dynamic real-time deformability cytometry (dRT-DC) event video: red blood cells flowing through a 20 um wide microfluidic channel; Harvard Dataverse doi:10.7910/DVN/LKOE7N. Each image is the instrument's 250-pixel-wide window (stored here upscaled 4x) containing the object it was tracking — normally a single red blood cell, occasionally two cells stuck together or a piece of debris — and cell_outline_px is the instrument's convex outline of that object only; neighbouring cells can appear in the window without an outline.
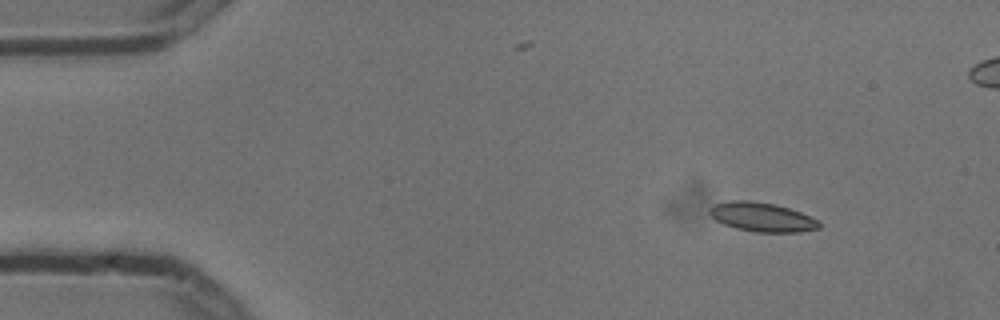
{"species": "common noctule bat (a hibernating species)", "species_latin": "Nyctalus noctula", "temperature_condition": "cold", "stored_images_in_passage": 5, "camera_frame_rate_fps": 3000, "um_per_image_px": 0.085, "animal": {"sex": "male", "body_mass_g": 13.3}, "frame": {"image": 1, "passage_image": 2, "time_ms": 0.333, "image_size_px": [1000, 320], "cell_outline_px": [[820, 228], [800, 232], [756, 232], [736, 228], [724, 224], [716, 220], [708, 212], [708, 208], [716, 204], [732, 200], [752, 200], [772, 204], [788, 208], [800, 212], [820, 220]], "centroid_in_image_um": [64.78, 18.45], "position_along_channel_um": 20.2, "area_um2": 18.55}}